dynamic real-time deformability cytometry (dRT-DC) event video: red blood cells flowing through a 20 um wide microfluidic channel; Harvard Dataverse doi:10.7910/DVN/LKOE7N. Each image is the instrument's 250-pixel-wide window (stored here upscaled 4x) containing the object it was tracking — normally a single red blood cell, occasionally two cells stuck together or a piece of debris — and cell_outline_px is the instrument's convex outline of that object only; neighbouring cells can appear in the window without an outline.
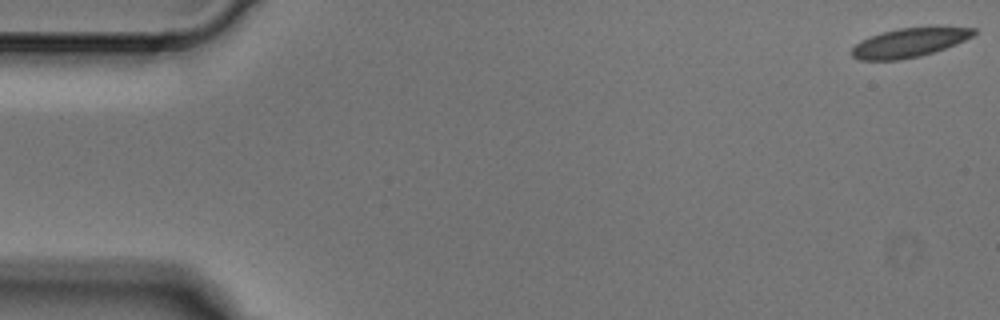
{"species": "Egyptian fruit bat (a non-hibernating species)", "species_latin": "Rousettus aegyptiacus", "temperature_condition": "cold", "stored_images_in_passage": 7, "camera_frame_rate_fps": 3000, "um_per_image_px": 0.085, "animal": {"sex": "male"}, "frame": {"image": 1, "passage_image": 1, "time_ms": 0.0, "image_size_px": [1000, 320], "cell_outline_px": [[976, 32], [972, 36], [956, 44], [920, 56], [900, 60], [860, 60], [852, 56], [852, 48], [856, 44], [872, 36], [896, 28], [936, 24], [976, 28]], "centroid_in_image_um": [77.39, 3.57], "position_along_channel_um": 7.6, "area_um2": 21.15}}
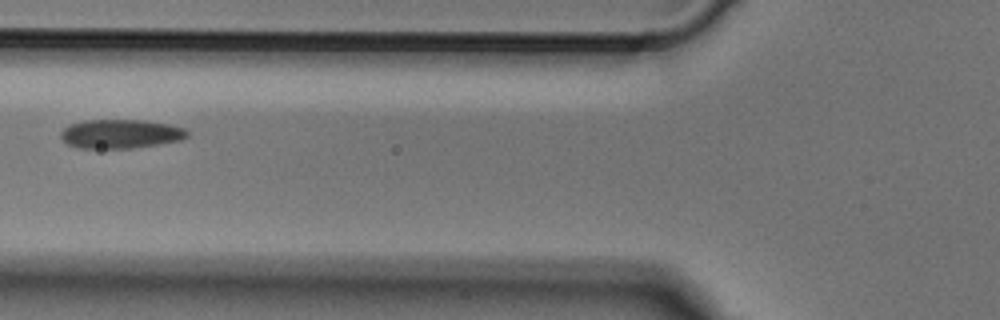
{"frame": {"image": 2, "passage_image": 6, "time_ms": 1.667, "image_size_px": [1000, 320], "cell_outline_px": [[188, 136], [180, 140], [160, 144], [132, 148], [76, 148], [68, 144], [60, 136], [60, 132], [68, 124], [84, 120], [144, 120], [168, 124], [184, 128], [188, 132]], "centroid_in_image_um": [10.22, 11.38], "position_along_channel_um": 115.6, "area_um2": 21.44}}
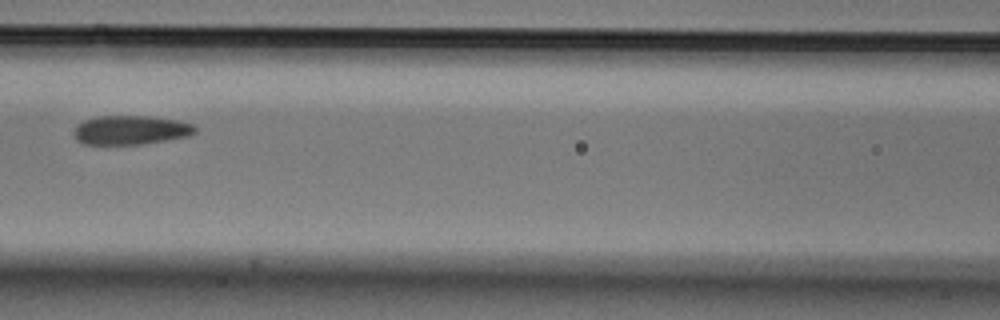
{"frame": {"image": 3, "passage_image": 7, "time_ms": 2.0, "image_size_px": [1000, 320], "cell_outline_px": [[196, 132], [188, 136], [140, 144], [84, 144], [76, 140], [72, 132], [76, 124], [84, 120], [96, 116], [148, 116], [180, 120], [192, 124], [196, 128]], "centroid_in_image_um": [11.06, 11.04], "position_along_channel_um": 155.5, "area_um2": 20.63}}